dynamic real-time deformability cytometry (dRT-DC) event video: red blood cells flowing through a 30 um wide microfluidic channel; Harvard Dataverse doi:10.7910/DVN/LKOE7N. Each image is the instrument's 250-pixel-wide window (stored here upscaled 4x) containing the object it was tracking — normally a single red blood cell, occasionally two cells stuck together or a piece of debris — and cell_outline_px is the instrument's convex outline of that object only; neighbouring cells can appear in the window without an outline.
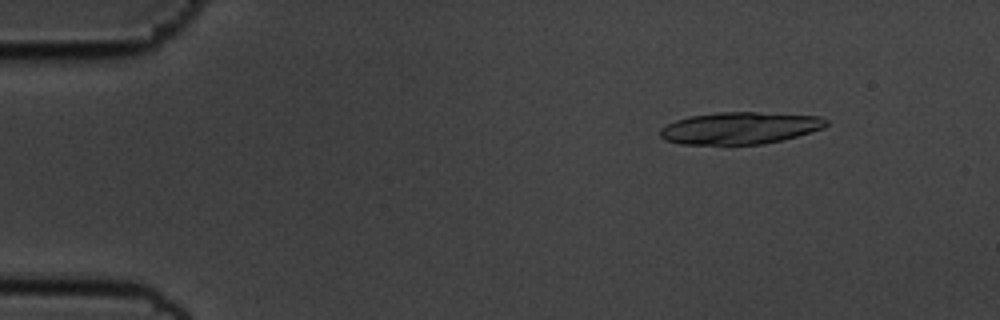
{"species": "common noctule bat (a hibernating species)", "species_latin": "Nyctalus noctula", "temperature_condition": "cold", "stored_images_in_passage": 55, "camera_frame_rate_fps": 3000, "um_per_image_px": 0.085, "animal": {"sex": "male", "body_mass_g": 19.5, "forearm_length_mm": 54.6}, "frame": {"image": 1, "passage_image": 7, "time_ms": 2.0, "image_size_px": [1000, 320], "cell_outline_px": [[828, 124], [824, 128], [784, 140], [764, 144], [680, 144], [664, 140], [660, 136], [660, 128], [676, 120], [688, 116], [720, 112], [756, 112], [820, 116], [828, 120]], "centroid_in_image_um": [62.9, 10.88], "position_along_channel_um": 22.1, "area_um2": 31.1}}
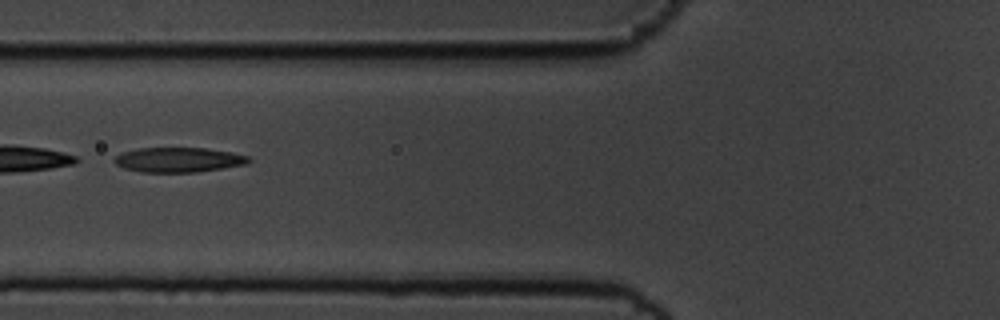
{"frame": {"image": 2, "passage_image": 22, "time_ms": 7.0, "image_size_px": [1000, 320], "cell_outline_px": [[252, 160], [248, 164], [196, 172], [140, 172], [124, 168], [116, 164], [112, 160], [116, 156], [124, 152], [136, 148], [204, 148], [232, 152], [248, 156]], "centroid_in_image_um": [15.18, 13.58], "position_along_channel_um": 110.6, "area_um2": 19.42}, "authors_computed_cell_mechanics": {"area_um2": 29.4202, "velocity_mm_per_s": 3.5665, "shape_relaxation_time_tau1_ms": 6.418, "shape_relaxation_time_tau2_ms": 4.513, "deformation_change_tau1": 0.1865, "deformation_change_tau2": 0.1451}}